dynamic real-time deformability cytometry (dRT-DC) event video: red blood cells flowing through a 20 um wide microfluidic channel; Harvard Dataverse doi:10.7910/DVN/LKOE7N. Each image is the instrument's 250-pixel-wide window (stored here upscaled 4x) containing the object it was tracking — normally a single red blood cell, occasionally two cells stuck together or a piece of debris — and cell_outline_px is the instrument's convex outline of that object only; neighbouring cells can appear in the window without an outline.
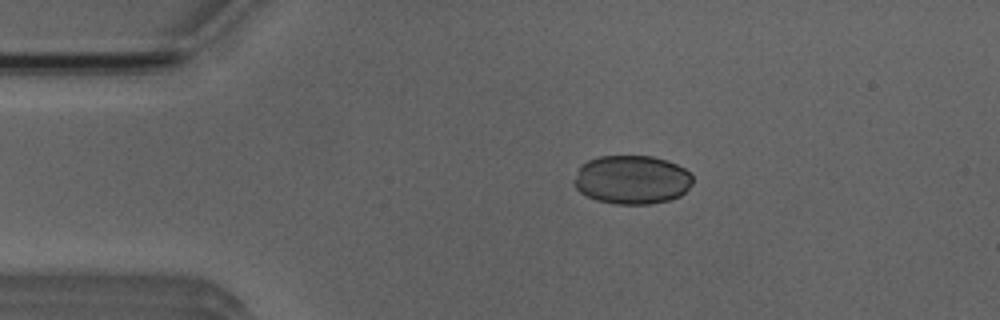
{"species": "Egyptian fruit bat (a non-hibernating species)", "species_latin": "Rousettus aegyptiacus", "temperature_condition": "room temperature", "stored_images_in_passage": 4, "camera_frame_rate_fps": 3000, "um_per_image_px": 0.085, "animal": {"sex": "male"}, "frame": {"image": 1, "passage_image": 3, "time_ms": 2.333, "image_size_px": [1000, 320], "cell_outline_px": [[692, 184], [680, 196], [672, 200], [648, 204], [616, 204], [596, 200], [580, 192], [572, 184], [572, 180], [580, 164], [588, 160], [600, 156], [652, 156], [668, 160], [692, 172]], "centroid_in_image_um": [53.7, 15.27], "position_along_channel_um": 31.3, "area_um2": 34.16}}